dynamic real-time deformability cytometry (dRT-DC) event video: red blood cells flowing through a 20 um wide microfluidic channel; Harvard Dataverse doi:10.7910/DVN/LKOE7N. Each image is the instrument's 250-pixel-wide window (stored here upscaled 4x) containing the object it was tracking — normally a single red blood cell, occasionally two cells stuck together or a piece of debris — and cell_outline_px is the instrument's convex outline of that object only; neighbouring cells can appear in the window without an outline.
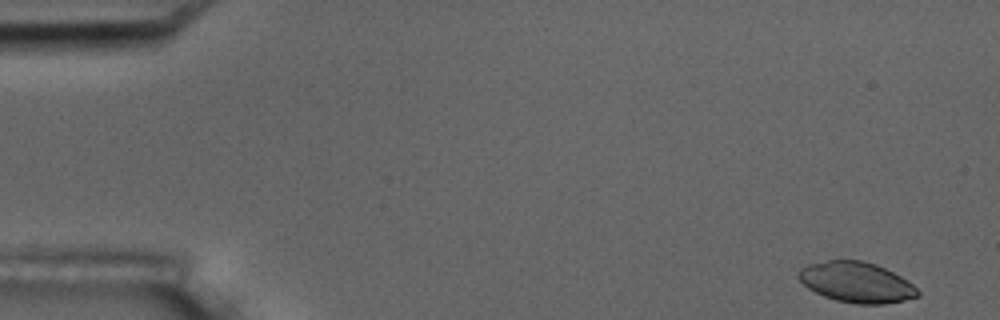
{"species": "common noctule bat (a hibernating species)", "species_latin": "Nyctalus noctula", "temperature_condition": "room temperature", "stored_images_in_passage": 5, "camera_frame_rate_fps": 3000, "um_per_image_px": 0.085, "animal": {"sex": "male", "body_mass_g": 17.5, "forearm_length_mm": 52.3}, "frame": {"image": 1, "passage_image": 1, "time_ms": 0.0, "image_size_px": [1000, 320], "cell_outline_px": [[920, 296], [884, 304], [856, 304], [836, 300], [824, 296], [808, 288], [796, 276], [796, 272], [800, 268], [808, 264], [828, 260], [860, 260], [876, 264], [900, 276], [912, 284], [920, 292]], "centroid_in_image_um": [72.77, 23.99], "position_along_channel_um": 12.2, "area_um2": 28.03}}